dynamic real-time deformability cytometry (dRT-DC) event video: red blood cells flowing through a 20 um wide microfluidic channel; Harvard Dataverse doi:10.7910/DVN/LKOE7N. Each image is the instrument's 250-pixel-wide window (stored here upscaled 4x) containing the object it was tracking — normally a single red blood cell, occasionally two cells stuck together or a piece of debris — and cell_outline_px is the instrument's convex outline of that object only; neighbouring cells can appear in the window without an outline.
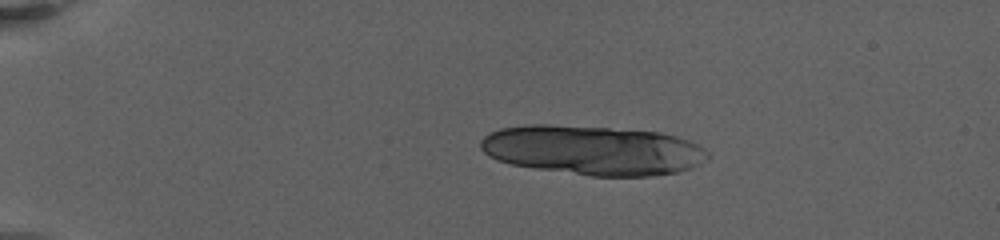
{"species": "human", "species_latin": "Homo sapiens", "temperature_condition": "warm", "stored_images_in_passage": 31, "camera_frame_rate_fps": 3000, "um_per_image_px": 0.085, "donor": {"sex": "female"}, "frame": {"image": 1, "passage_image": 7, "time_ms": 3.667, "image_size_px": [1000, 240], "cell_outline_px": [[712, 156], [708, 160], [692, 168], [680, 172], [652, 176], [592, 176], [532, 168], [512, 164], [496, 160], [488, 156], [480, 148], [480, 140], [484, 136], [500, 128], [528, 124], [552, 124], [608, 128], [660, 132], [676, 136], [688, 140], [704, 148]], "centroid_in_image_um": [50.41, 12.77], "position_along_channel_um": 34.6, "area_um2": 66.01}}
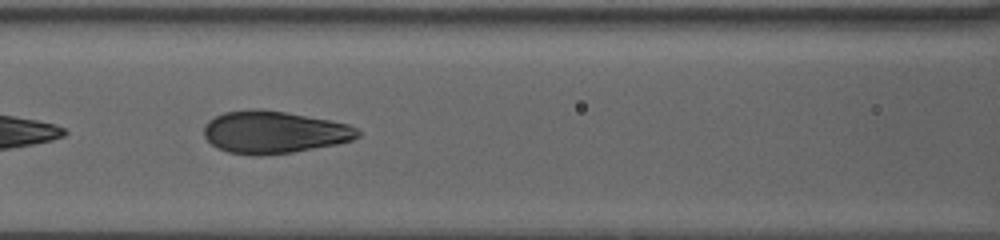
{"frame": {"image": 2, "passage_image": 22, "time_ms": 10.0, "image_size_px": [1000, 240], "cell_outline_px": [[360, 136], [352, 140], [336, 144], [292, 152], [260, 156], [256, 156], [228, 152], [216, 148], [204, 136], [204, 128], [208, 120], [224, 112], [252, 108], [260, 108], [332, 120], [348, 124], [356, 128], [360, 132]], "centroid_in_image_um": [23.28, 11.23], "position_along_channel_um": 143.3, "area_um2": 38.09}}
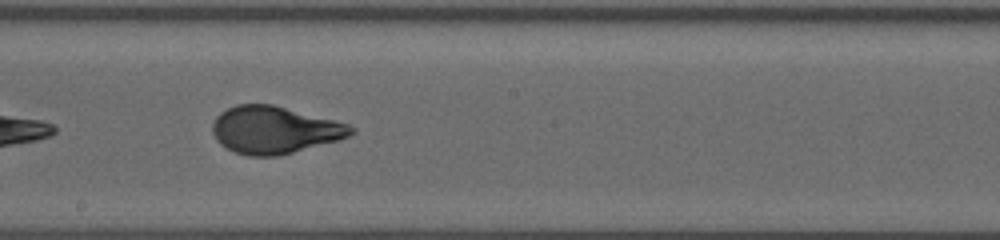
{"frame": {"image": 3, "passage_image": 28, "time_ms": 12.667, "image_size_px": [1000, 240], "cell_outline_px": [[356, 132], [340, 140], [280, 156], [248, 156], [232, 152], [220, 144], [216, 140], [212, 132], [212, 124], [216, 116], [220, 112], [236, 104], [272, 104], [348, 124], [356, 128]], "centroid_in_image_um": [23.31, 11.06], "position_along_channel_um": 224.9, "area_um2": 38.44}}